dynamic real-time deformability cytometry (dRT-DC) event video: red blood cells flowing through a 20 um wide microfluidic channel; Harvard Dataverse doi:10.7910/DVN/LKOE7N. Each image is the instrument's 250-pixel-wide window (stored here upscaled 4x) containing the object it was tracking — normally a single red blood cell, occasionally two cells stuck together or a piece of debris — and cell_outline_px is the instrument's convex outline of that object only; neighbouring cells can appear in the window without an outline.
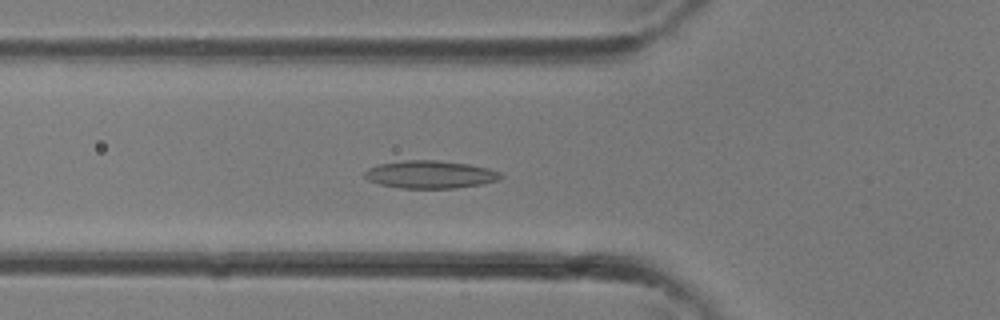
{"species": "common noctule bat (a hibernating species)", "species_latin": "Nyctalus noctula", "temperature_condition": "room temperature", "stored_images_in_passage": 34, "camera_frame_rate_fps": 3000, "um_per_image_px": 0.085, "animal": {"sex": "female"}, "frame": {"image": 1, "passage_image": 12, "time_ms": 3.667, "image_size_px": [1000, 320], "cell_outline_px": [[504, 176], [500, 180], [484, 184], [456, 188], [400, 188], [380, 184], [368, 180], [364, 176], [364, 172], [368, 168], [376, 164], [404, 160], [436, 160], [468, 164], [488, 168], [500, 172]], "centroid_in_image_um": [36.58, 14.83], "position_along_channel_um": 89.2, "area_um2": 22.2}}
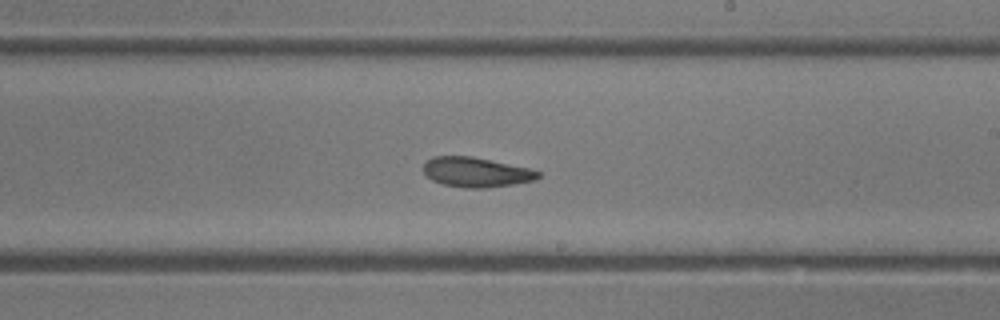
{"frame": {"image": 2, "passage_image": 20, "time_ms": 6.333, "image_size_px": [1000, 320], "cell_outline_px": [[540, 176], [536, 180], [488, 188], [464, 188], [444, 184], [432, 180], [424, 172], [424, 164], [432, 156], [472, 156], [528, 168], [540, 172]], "centroid_in_image_um": [40.47, 14.64], "position_along_channel_um": 248.5, "area_um2": 19.77}}
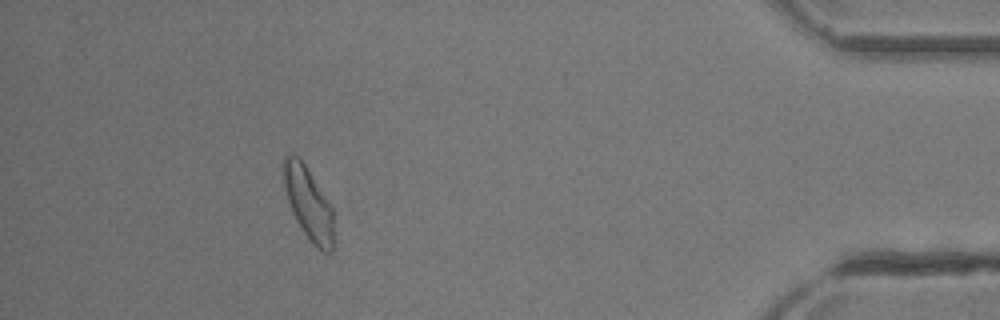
{"frame": {"image": 3, "passage_image": 31, "time_ms": 10.0, "image_size_px": [1000, 320], "cell_outline_px": [[332, 252], [324, 252], [316, 248], [312, 244], [296, 220], [292, 212], [284, 188], [284, 156], [288, 152], [296, 156], [304, 164], [332, 208]], "centroid_in_image_um": [26.19, 17.31], "position_along_channel_um": 409.0, "area_um2": 20.52}}